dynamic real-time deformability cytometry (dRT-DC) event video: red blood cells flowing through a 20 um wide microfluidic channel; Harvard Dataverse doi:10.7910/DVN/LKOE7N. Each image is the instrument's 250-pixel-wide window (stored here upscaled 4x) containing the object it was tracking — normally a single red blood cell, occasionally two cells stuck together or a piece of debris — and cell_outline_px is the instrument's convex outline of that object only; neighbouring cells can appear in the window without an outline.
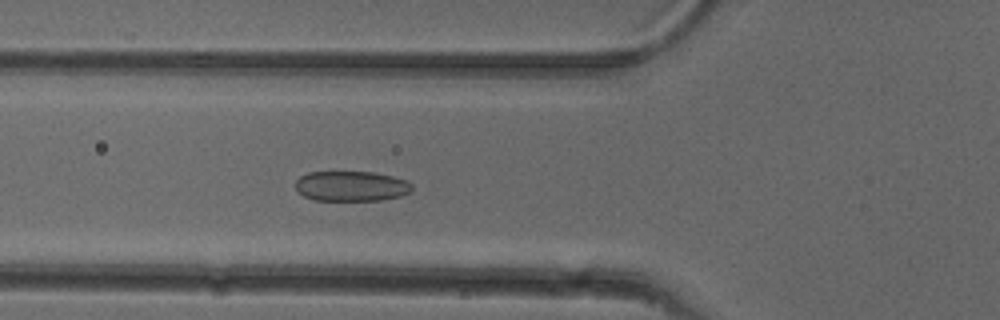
{"species": "common noctule bat (a hibernating species)", "species_latin": "Nyctalus noctula", "temperature_condition": "cold", "stored_images_in_passage": 39, "camera_frame_rate_fps": 3000, "um_per_image_px": 0.085, "animal": {"sex": "female"}, "frame": {"image": 1, "passage_image": 6, "time_ms": 1.667, "image_size_px": [1000, 320], "cell_outline_px": [[412, 192], [400, 196], [384, 200], [316, 200], [304, 196], [296, 188], [296, 180], [300, 176], [308, 172], [372, 172], [392, 176], [408, 180], [412, 184]], "centroid_in_image_um": [29.9, 15.82], "position_along_channel_um": 95.9, "area_um2": 20.52}}
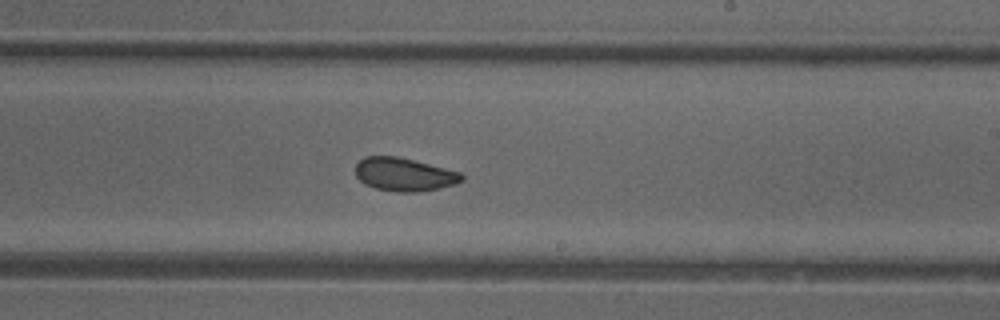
{"frame": {"image": 2, "passage_image": 18, "time_ms": 5.667, "image_size_px": [1000, 320], "cell_outline_px": [[464, 180], [440, 188], [420, 192], [396, 192], [376, 188], [364, 184], [356, 176], [356, 164], [364, 156], [396, 156], [460, 172], [464, 176]], "centroid_in_image_um": [34.33, 14.83], "position_along_channel_um": 254.7, "area_um2": 20.46}}
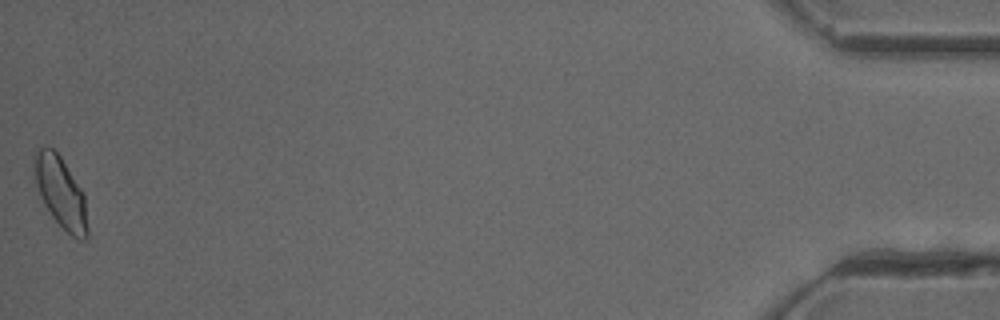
{"frame": {"image": 3, "passage_image": 39, "time_ms": 12.667, "image_size_px": [1000, 320], "cell_outline_px": [[88, 236], [84, 240], [80, 240], [72, 236], [52, 216], [44, 204], [40, 196], [36, 184], [36, 152], [44, 144], [52, 148], [60, 156], [80, 188], [84, 196], [88, 228]], "centroid_in_image_um": [5.18, 16.38], "position_along_channel_um": 430.0, "area_um2": 21.33}, "authors_computed_cell_mechanics": {"area_um2": 21.0392, "velocity_mm_per_s": 3.9606, "shape_relaxation_time_tau1_ms": 7.0895, "shape_relaxation_time_tau2_ms": 1.1613, "deformation_change_tau1": 0.1053, "deformation_change_tau2": 0.0457}}